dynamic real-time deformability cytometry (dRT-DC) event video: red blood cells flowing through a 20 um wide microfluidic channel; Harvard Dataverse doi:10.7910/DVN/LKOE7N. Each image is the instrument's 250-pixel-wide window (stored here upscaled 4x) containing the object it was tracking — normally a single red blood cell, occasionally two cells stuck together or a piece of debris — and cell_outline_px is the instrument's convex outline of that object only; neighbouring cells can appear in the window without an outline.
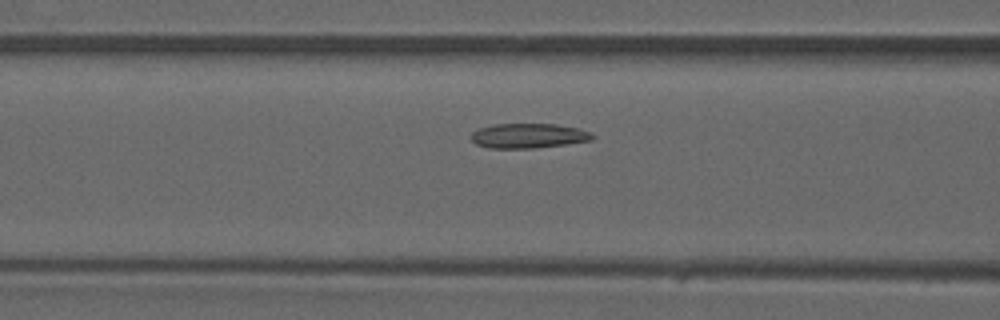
{"species": "common noctule bat (a hibernating species)", "species_latin": "Nyctalus noctula", "temperature_condition": "warm", "stored_images_in_passage": 38, "camera_frame_rate_fps": 3000, "um_per_image_px": 0.085, "animal": {"sex": "male", "forearm_length_mm": 52.5}, "frame": {"image": 1, "passage_image": 11, "time_ms": 3.333, "image_size_px": [1000, 320], "cell_outline_px": [[596, 136], [592, 140], [564, 144], [532, 148], [488, 148], [476, 144], [472, 140], [472, 132], [480, 128], [492, 124], [556, 124], [580, 128], [592, 132]], "centroid_in_image_um": [44.95, 11.53], "position_along_channel_um": 121.7, "area_um2": 17.51}}
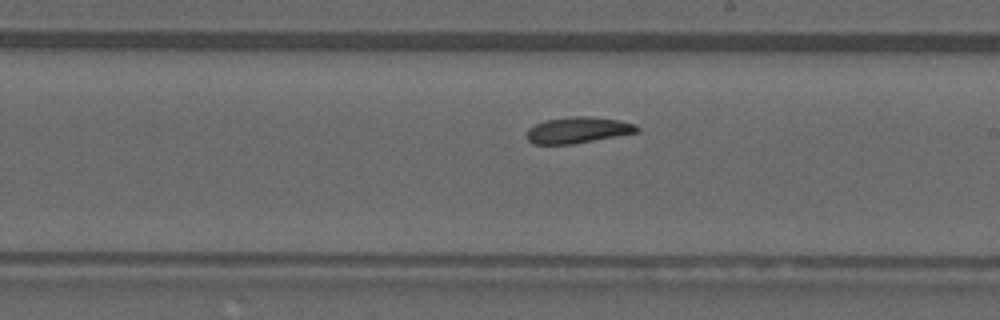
{"frame": {"image": 2, "passage_image": 19, "time_ms": 6.0, "image_size_px": [1000, 320], "cell_outline_px": [[640, 132], [572, 144], [532, 144], [528, 140], [528, 128], [544, 120], [572, 116], [592, 116], [620, 120], [636, 124], [640, 128]], "centroid_in_image_um": [49.17, 11.05], "position_along_channel_um": 239.8, "area_um2": 16.94}}
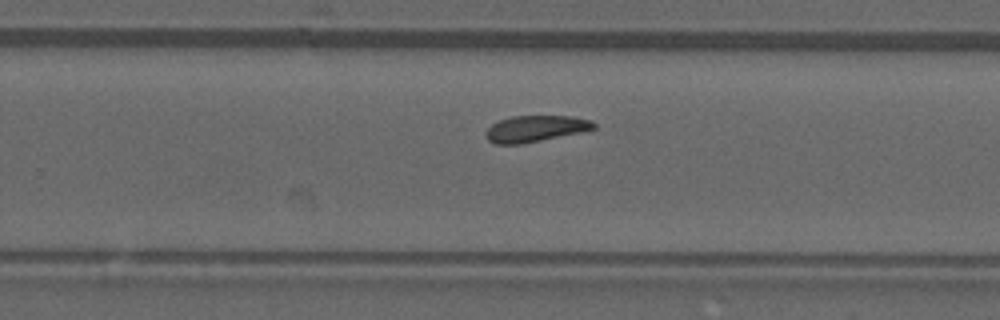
{"frame": {"image": 3, "passage_image": 22, "time_ms": 7.0, "image_size_px": [1000, 320], "cell_outline_px": [[596, 128], [580, 132], [520, 144], [496, 144], [488, 140], [484, 136], [484, 132], [492, 124], [500, 120], [512, 116], [572, 116], [592, 120], [596, 124]], "centroid_in_image_um": [45.49, 10.93], "position_along_channel_um": 284.3, "area_um2": 16.47}}